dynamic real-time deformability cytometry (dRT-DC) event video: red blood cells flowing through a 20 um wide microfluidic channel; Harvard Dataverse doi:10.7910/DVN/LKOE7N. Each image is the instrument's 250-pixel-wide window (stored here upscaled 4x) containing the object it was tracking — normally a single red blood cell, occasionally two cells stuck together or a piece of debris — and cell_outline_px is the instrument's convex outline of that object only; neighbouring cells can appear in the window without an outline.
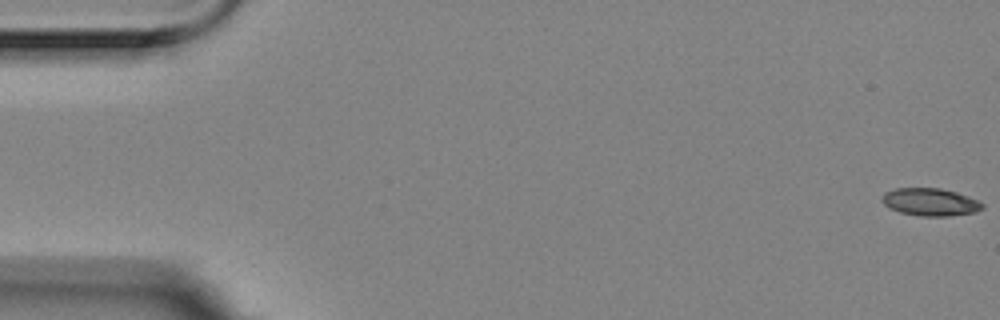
{"species": "Egyptian fruit bat (a non-hibernating species)", "species_latin": "Rousettus aegyptiacus", "temperature_condition": "room temperature", "stored_images_in_passage": 45, "camera_frame_rate_fps": 3000, "um_per_image_px": 0.085, "animal": {"sex": "female"}, "frame": {"image": 1, "passage_image": 1, "time_ms": 0.0, "image_size_px": [1000, 320], "cell_outline_px": [[984, 208], [976, 212], [948, 216], [920, 216], [900, 212], [888, 208], [880, 200], [880, 196], [884, 192], [896, 188], [940, 188], [956, 192], [968, 196], [984, 204]], "centroid_in_image_um": [79.03, 17.17], "position_along_channel_um": 6.0, "area_um2": 16.3}}
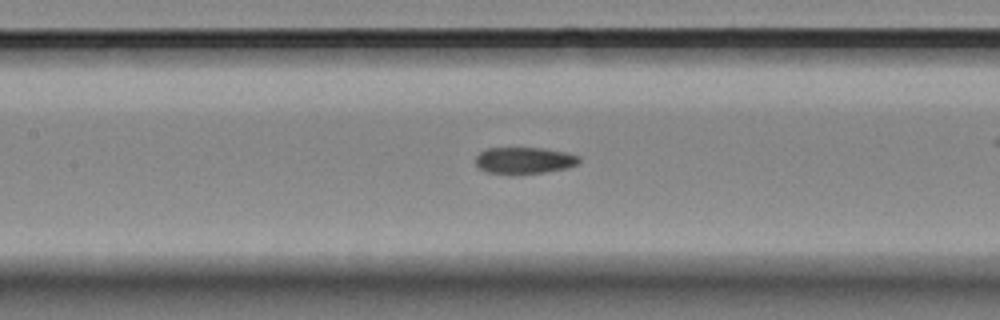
{"frame": {"image": 2, "passage_image": 26, "time_ms": 8.333, "image_size_px": [1000, 320], "cell_outline_px": [[580, 160], [576, 164], [568, 168], [544, 172], [512, 176], [508, 176], [488, 172], [480, 168], [476, 164], [476, 156], [480, 152], [488, 148], [544, 148], [564, 152], [580, 156]], "centroid_in_image_um": [44.54, 13.66], "position_along_channel_um": 162.9, "area_um2": 16.36}}
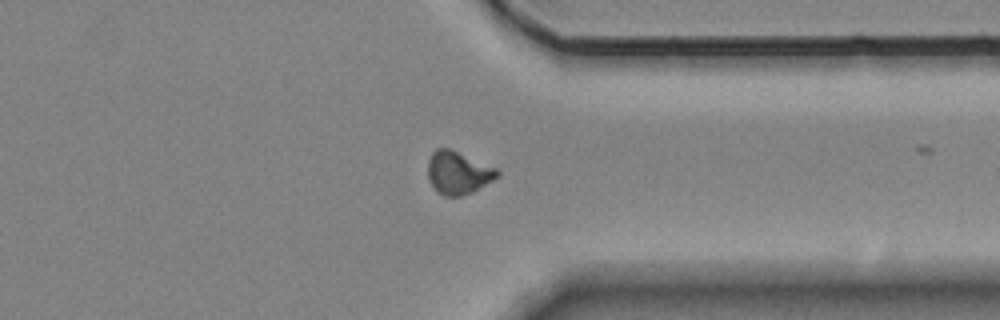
{"frame": {"image": 3, "passage_image": 44, "time_ms": 14.333, "image_size_px": [1000, 320], "cell_outline_px": [[500, 176], [472, 192], [460, 196], [444, 196], [436, 192], [428, 176], [428, 160], [432, 152], [436, 148], [448, 148], [496, 168], [500, 172]], "centroid_in_image_um": [38.93, 14.69], "position_along_channel_um": 372.5, "area_um2": 17.17}}